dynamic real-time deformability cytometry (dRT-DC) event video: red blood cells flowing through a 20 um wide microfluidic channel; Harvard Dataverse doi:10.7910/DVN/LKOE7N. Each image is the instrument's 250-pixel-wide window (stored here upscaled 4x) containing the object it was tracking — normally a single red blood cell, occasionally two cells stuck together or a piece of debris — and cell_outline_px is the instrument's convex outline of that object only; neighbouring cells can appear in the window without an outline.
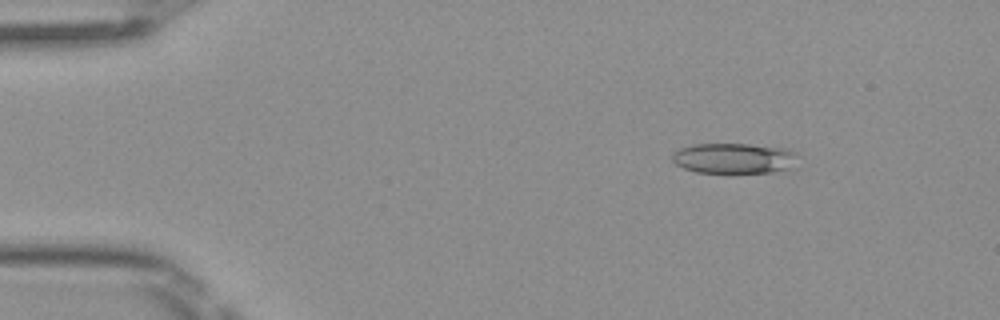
{"species": "Egyptian fruit bat (a non-hibernating species)", "species_latin": "Rousettus aegyptiacus", "temperature_condition": "room temperature", "stored_images_in_passage": 3, "camera_frame_rate_fps": 3000, "um_per_image_px": 0.085, "frame": {"image": 1, "passage_image": 1, "time_ms": 0.0, "image_size_px": [1000, 320], "cell_outline_px": [[800, 168], [772, 172], [696, 172], [684, 168], [676, 164], [672, 160], [672, 152], [680, 148], [696, 144], [748, 144], [788, 148], [796, 152]], "centroid_in_image_um": [62.51, 13.45], "position_along_channel_um": 22.5, "area_um2": 22.72}}